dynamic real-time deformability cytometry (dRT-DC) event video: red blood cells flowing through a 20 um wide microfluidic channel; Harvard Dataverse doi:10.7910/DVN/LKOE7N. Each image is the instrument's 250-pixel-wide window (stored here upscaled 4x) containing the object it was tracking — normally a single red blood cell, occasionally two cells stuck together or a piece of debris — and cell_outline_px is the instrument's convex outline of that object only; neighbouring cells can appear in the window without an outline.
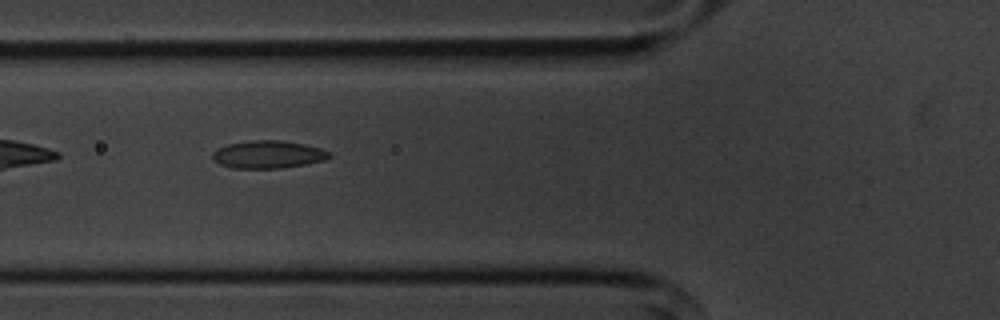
{"species": "common noctule bat (a hibernating species)", "species_latin": "Nyctalus noctula", "temperature_condition": "cold", "stored_images_in_passage": 39, "camera_frame_rate_fps": 3000, "um_per_image_px": 0.085, "animal": {"sex": "male", "body_mass_g": 20.1, "forearm_length_mm": 53.5}, "frame": {"image": 1, "passage_image": 4, "time_ms": 1.0, "image_size_px": [1000, 320], "cell_outline_px": [[332, 156], [324, 160], [304, 164], [280, 168], [232, 168], [220, 164], [212, 160], [212, 152], [216, 148], [228, 144], [252, 140], [284, 140], [304, 144], [320, 148], [328, 152]], "centroid_in_image_um": [22.74, 13.12], "position_along_channel_um": 103.1, "area_um2": 18.84}}
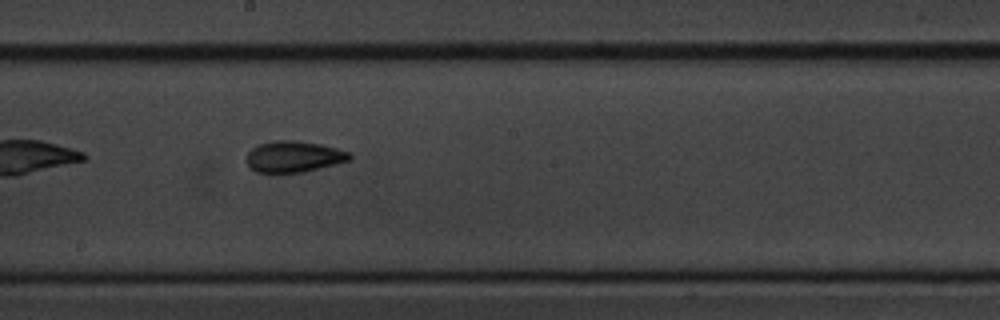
{"frame": {"image": 2, "passage_image": 14, "time_ms": 4.333, "image_size_px": [1000, 320], "cell_outline_px": [[352, 156], [348, 160], [336, 164], [304, 172], [256, 172], [248, 164], [248, 152], [256, 144], [272, 140], [296, 140], [320, 144], [336, 148], [348, 152]], "centroid_in_image_um": [24.96, 13.29], "position_along_channel_um": 223.2, "area_um2": 18.61}}
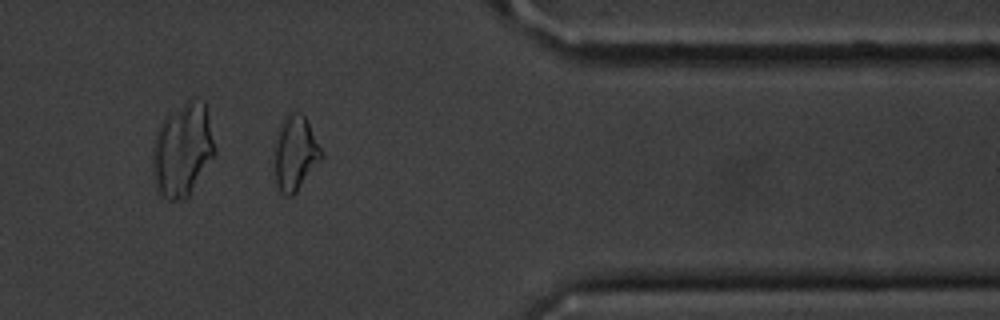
{"frame": {"image": 3, "passage_image": 29, "time_ms": 9.333, "image_size_px": [1000, 320], "cell_outline_px": [[324, 156], [296, 192], [292, 196], [288, 196], [280, 192], [276, 184], [276, 144], [280, 132], [288, 112], [300, 112], [304, 116], [324, 152]], "centroid_in_image_um": [25.15, 13.06], "position_along_channel_um": 386.2, "area_um2": 19.71}, "authors_computed_cell_mechanics": {"area_um2": 18.8428, "velocity_mm_per_s": 3.586, "shape_relaxation_time_tau1_ms": 4.8311, "shape_relaxation_time_tau2_ms": 2.9194, "deformation_change_tau1": 0.1147, "deformation_change_tau2": 0.101}}